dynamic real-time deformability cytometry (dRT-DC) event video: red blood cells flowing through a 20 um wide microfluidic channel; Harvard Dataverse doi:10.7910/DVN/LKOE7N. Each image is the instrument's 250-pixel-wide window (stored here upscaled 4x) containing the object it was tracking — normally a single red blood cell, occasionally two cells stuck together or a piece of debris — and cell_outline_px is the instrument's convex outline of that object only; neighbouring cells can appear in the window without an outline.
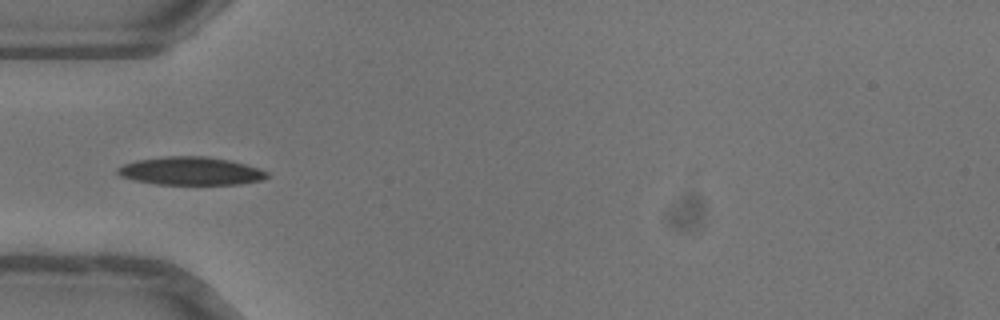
{"species": "common noctule bat (a hibernating species)", "species_latin": "Nyctalus noctula", "temperature_condition": "warm", "stored_images_in_passage": 32, "camera_frame_rate_fps": 3000, "um_per_image_px": 0.085, "animal": {"sex": "female"}, "frame": {"image": 1, "passage_image": 1, "time_ms": 0.0, "image_size_px": [1000, 320], "cell_outline_px": [[268, 176], [264, 180], [236, 184], [156, 184], [136, 180], [120, 176], [116, 172], [116, 168], [124, 164], [136, 160], [164, 156], [208, 156], [228, 160], [244, 164], [268, 172]], "centroid_in_image_um": [16.18, 14.53], "position_along_channel_um": 68.8, "area_um2": 24.33}}
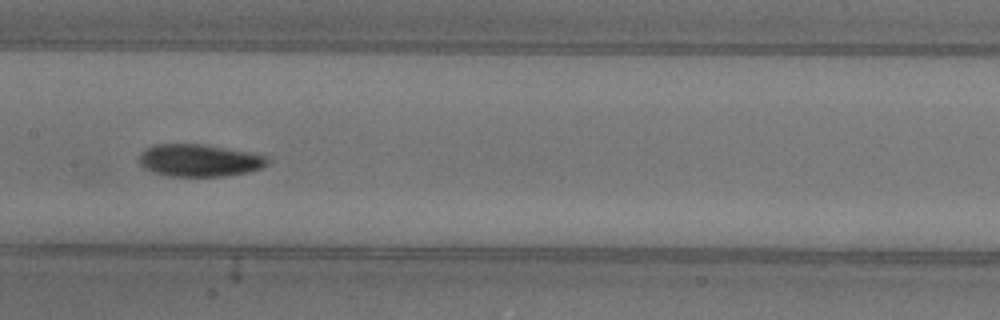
{"frame": {"image": 2, "passage_image": 10, "time_ms": 3.0, "image_size_px": [1000, 320], "cell_outline_px": [[268, 164], [264, 168], [248, 172], [224, 176], [168, 176], [152, 172], [144, 168], [140, 164], [140, 156], [148, 148], [156, 144], [204, 144], [248, 152], [268, 156]], "centroid_in_image_um": [16.98, 13.64], "position_along_channel_um": 190.4, "area_um2": 24.1}}
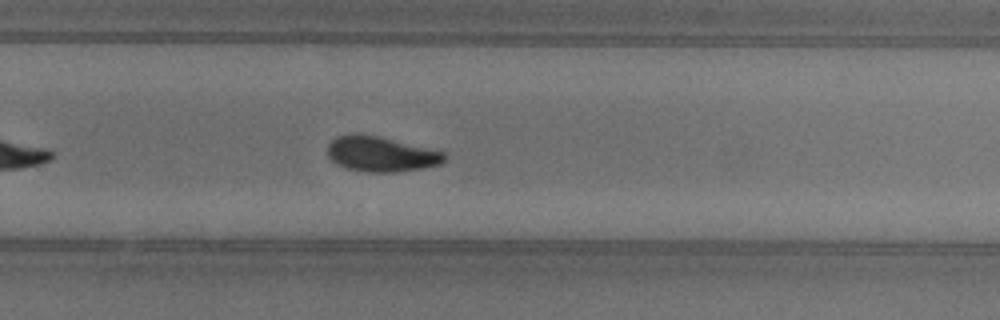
{"frame": {"image": 3, "passage_image": 18, "time_ms": 5.667, "image_size_px": [1000, 320], "cell_outline_px": [[444, 160], [440, 164], [424, 168], [396, 172], [364, 172], [348, 168], [336, 164], [328, 156], [328, 144], [336, 136], [352, 132], [356, 132], [380, 136], [444, 152]], "centroid_in_image_um": [32.33, 13.08], "position_along_channel_um": 297.5, "area_um2": 24.1}, "authors_computed_cell_mechanics": {"area_um2": 23.5535, "velocity_mm_per_s": 4.0265, "shape_relaxation_time_tau1_ms": 3.4311, "shape_relaxation_time_tau2_ms": null, "deformation_change_tau1": 0.1325, "deformation_change_tau2": null}}